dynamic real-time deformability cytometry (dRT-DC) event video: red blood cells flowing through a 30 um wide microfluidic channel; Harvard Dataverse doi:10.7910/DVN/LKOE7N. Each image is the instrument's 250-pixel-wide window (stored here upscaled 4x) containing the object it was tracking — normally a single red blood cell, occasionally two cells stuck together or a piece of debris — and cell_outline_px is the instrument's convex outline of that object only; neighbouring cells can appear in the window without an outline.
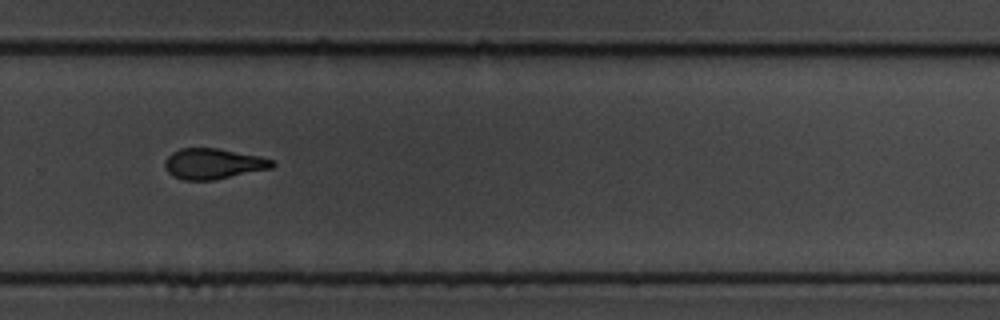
{"species": "common noctule bat (a hibernating species)", "species_latin": "Nyctalus noctula", "temperature_condition": "cold", "stored_images_in_passage": 17, "camera_frame_rate_fps": 3000, "um_per_image_px": 0.085, "animal": {"sex": "male", "body_mass_g": 19.5, "forearm_length_mm": 54.6}, "frame": {"image": 1, "passage_image": 12, "time_ms": 3.667, "image_size_px": [1000, 320], "cell_outline_px": [[276, 164], [272, 168], [212, 180], [184, 180], [172, 176], [168, 172], [164, 164], [164, 160], [172, 152], [180, 148], [220, 148], [260, 156], [272, 160]], "centroid_in_image_um": [18.11, 13.91], "position_along_channel_um": 311.7, "area_um2": 19.19}}
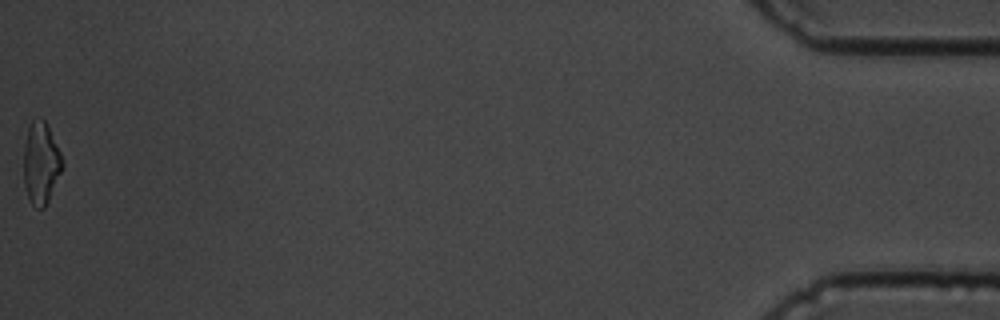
{"frame": {"image": 2, "passage_image": 17, "time_ms": 5.333, "image_size_px": [1000, 320], "cell_outline_px": [[64, 164], [48, 200], [44, 208], [36, 208], [32, 204], [28, 196], [24, 184], [24, 144], [28, 128], [32, 120], [40, 116], [48, 124], [60, 152]], "centroid_in_image_um": [3.47, 13.82], "position_along_channel_um": 431.7, "area_um2": 18.38}}